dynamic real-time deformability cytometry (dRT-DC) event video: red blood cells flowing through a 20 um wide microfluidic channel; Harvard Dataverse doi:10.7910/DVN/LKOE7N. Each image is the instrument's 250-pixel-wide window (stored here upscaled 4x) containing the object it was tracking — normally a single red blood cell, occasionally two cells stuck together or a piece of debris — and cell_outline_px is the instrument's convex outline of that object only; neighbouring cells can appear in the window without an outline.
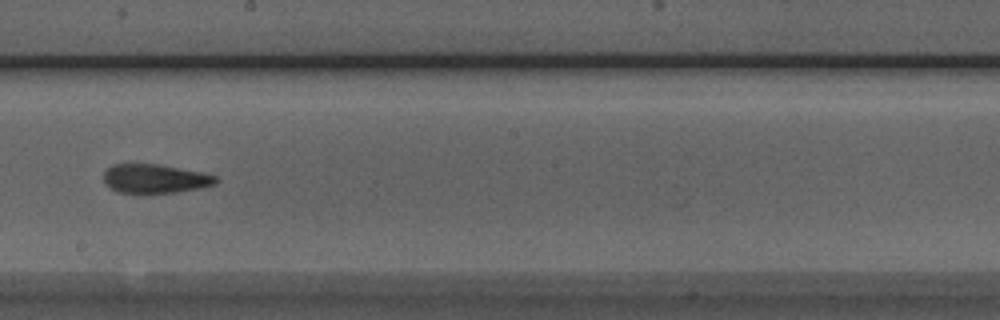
{"species": "Egyptian fruit bat (a non-hibernating species)", "species_latin": "Rousettus aegyptiacus", "temperature_condition": "room temperature", "stored_images_in_passage": 8, "camera_frame_rate_fps": 3000, "um_per_image_px": 0.085, "animal": {"sex": "male"}, "frame": {"image": 1, "passage_image": 8, "time_ms": 8.0, "image_size_px": [1000, 320], "cell_outline_px": [[220, 180], [216, 184], [200, 188], [176, 192], [116, 192], [104, 184], [104, 172], [112, 164], [156, 164], [204, 172], [216, 176]], "centroid_in_image_um": [13.19, 15.18], "position_along_channel_um": 235.0, "area_um2": 18.9}}